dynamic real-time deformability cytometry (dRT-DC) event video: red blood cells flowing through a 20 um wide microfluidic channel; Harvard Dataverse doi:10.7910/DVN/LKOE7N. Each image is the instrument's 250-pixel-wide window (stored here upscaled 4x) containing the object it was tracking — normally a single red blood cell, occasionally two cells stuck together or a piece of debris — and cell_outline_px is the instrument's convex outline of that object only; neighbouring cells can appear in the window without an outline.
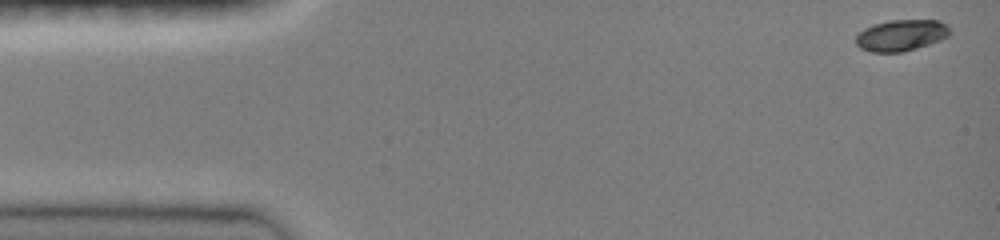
{"species": "common noctule bat (a hibernating species)", "species_latin": "Nyctalus noctula", "temperature_condition": "room temperature", "stored_images_in_passage": 45, "camera_frame_rate_fps": 3000, "um_per_image_px": 0.085, "animal": {"sex": "female", "body_mass_g": 19.0, "forearm_length_mm": 51.5}, "frame": {"image": 1, "passage_image": 1, "time_ms": 0.0, "image_size_px": [1000, 240], "cell_outline_px": [[952, 32], [948, 36], [940, 40], [916, 48], [900, 52], [872, 52], [860, 48], [856, 44], [856, 36], [864, 28], [872, 24], [888, 20], [940, 20], [948, 24]], "centroid_in_image_um": [76.62, 2.98], "position_along_channel_um": 8.4, "area_um2": 17.28}}
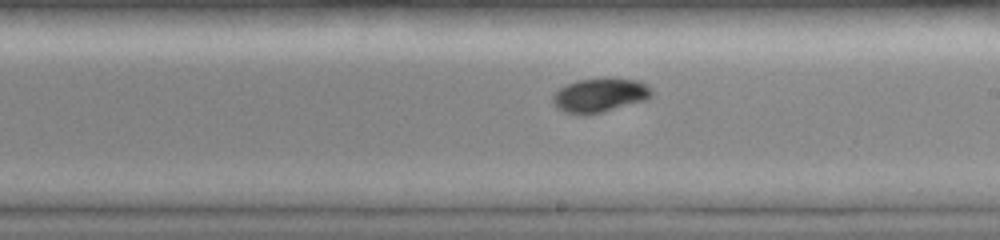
{"frame": {"image": 2, "passage_image": 27, "time_ms": 8.667, "image_size_px": [1000, 240], "cell_outline_px": [[652, 96], [648, 100], [584, 116], [580, 116], [564, 112], [556, 108], [552, 104], [552, 96], [560, 88], [576, 80], [612, 76], [640, 80], [648, 84], [652, 88]], "centroid_in_image_um": [51.01, 8.07], "position_along_channel_um": 238.0, "area_um2": 20.4}}
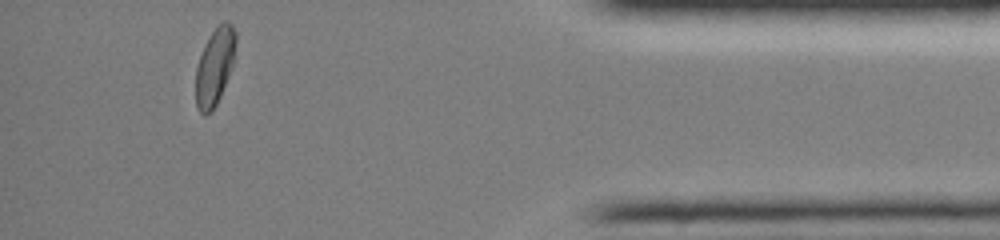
{"frame": {"image": 3, "passage_image": 43, "time_ms": 14.0, "image_size_px": [1000, 240], "cell_outline_px": [[236, 40], [232, 68], [220, 96], [212, 112], [204, 116], [196, 108], [196, 68], [204, 44], [216, 24], [224, 20], [228, 20], [232, 24], [236, 32]], "centroid_in_image_um": [18.26, 5.62], "position_along_channel_um": 416.9, "area_um2": 18.26}, "authors_computed_cell_mechanics": {"area_um2": 18.7272, "velocity_mm_per_s": 4.0071, "shape_relaxation_time_tau1_ms": 3.4614, "shape_relaxation_time_tau2_ms": 7.3039, "deformation_change_tau1": 0.1482, "deformation_change_tau2": 0.038}}